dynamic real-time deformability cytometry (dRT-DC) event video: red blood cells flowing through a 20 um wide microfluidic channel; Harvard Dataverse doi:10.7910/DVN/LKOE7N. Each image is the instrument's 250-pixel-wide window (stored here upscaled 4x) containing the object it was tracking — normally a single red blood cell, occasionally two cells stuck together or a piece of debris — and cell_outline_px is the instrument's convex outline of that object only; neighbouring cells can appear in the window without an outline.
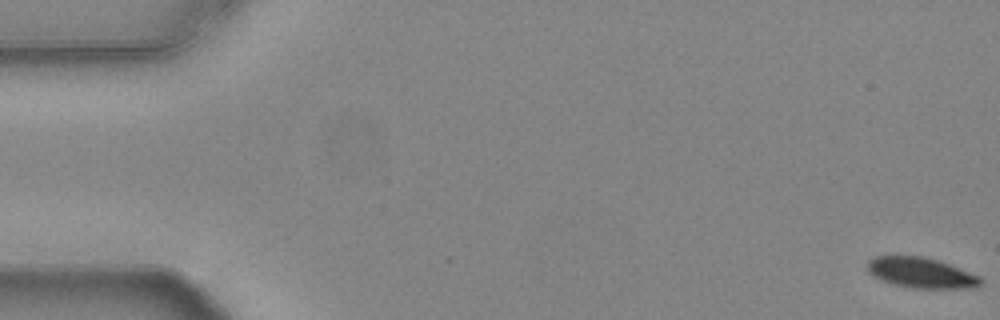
{"species": "common noctule bat (a hibernating species)", "species_latin": "Nyctalus noctula", "temperature_condition": "warm", "stored_images_in_passage": 56, "camera_frame_rate_fps": 3000, "um_per_image_px": 0.085, "animal": {"sex": "female", "body_mass_g": 24.6, "forearm_length_mm": 56.2}, "frame": {"image": 1, "passage_image": 1, "time_ms": 0.0, "image_size_px": [1000, 320], "cell_outline_px": [[980, 284], [972, 288], [912, 288], [892, 284], [880, 280], [872, 276], [868, 272], [868, 260], [876, 256], [920, 256], [940, 260], [980, 276]], "centroid_in_image_um": [78.26, 23.18], "position_along_channel_um": 6.7, "area_um2": 20.11}}
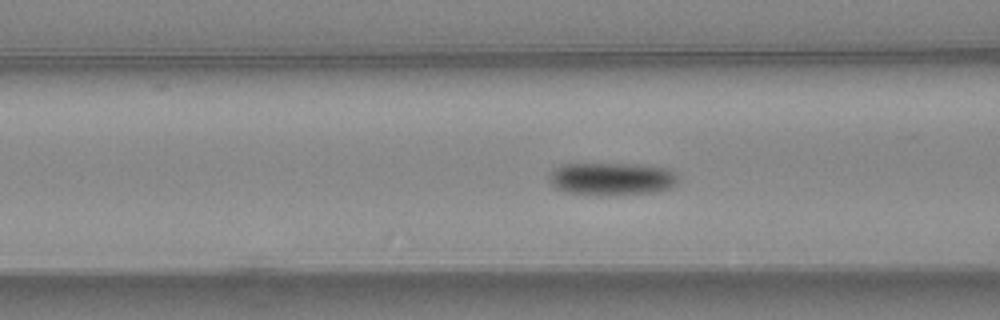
{"frame": {"image": 2, "passage_image": 22, "time_ms": 7.0, "image_size_px": [1000, 320], "cell_outline_px": [[676, 184], [672, 188], [656, 192], [596, 196], [568, 192], [556, 188], [548, 180], [548, 176], [552, 168], [560, 164], [644, 164], [668, 168], [676, 176]], "centroid_in_image_um": [51.96, 15.2], "position_along_channel_um": 114.6, "area_um2": 24.97}}
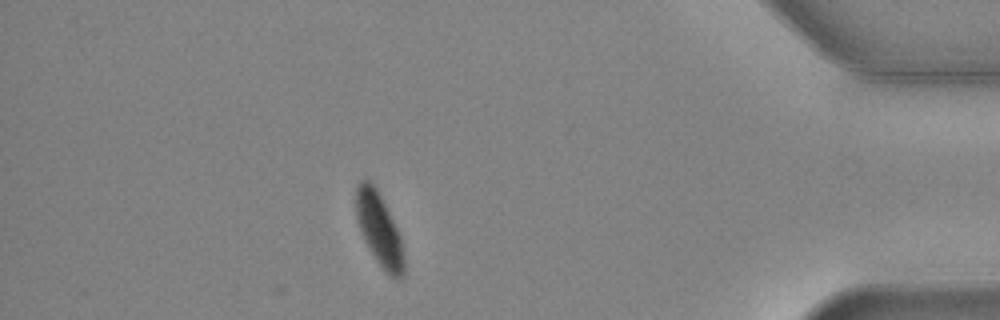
{"frame": {"image": 3, "passage_image": 49, "time_ms": 16.0, "image_size_px": [1000, 320], "cell_outline_px": [[404, 276], [400, 280], [396, 280], [376, 260], [364, 240], [356, 220], [356, 184], [360, 180], [368, 180], [376, 188], [400, 236], [404, 252]], "centroid_in_image_um": [32.22, 19.52], "position_along_channel_um": 403.0, "area_um2": 20.0}, "authors_computed_cell_mechanics": {"area_um2": 22.5998, "velocity_mm_per_s": 3.724, "shape_relaxation_time_tau1_ms": 3.4167, "shape_relaxation_time_tau2_ms": null, "deformation_change_tau1": 0.124, "deformation_change_tau2": null}}